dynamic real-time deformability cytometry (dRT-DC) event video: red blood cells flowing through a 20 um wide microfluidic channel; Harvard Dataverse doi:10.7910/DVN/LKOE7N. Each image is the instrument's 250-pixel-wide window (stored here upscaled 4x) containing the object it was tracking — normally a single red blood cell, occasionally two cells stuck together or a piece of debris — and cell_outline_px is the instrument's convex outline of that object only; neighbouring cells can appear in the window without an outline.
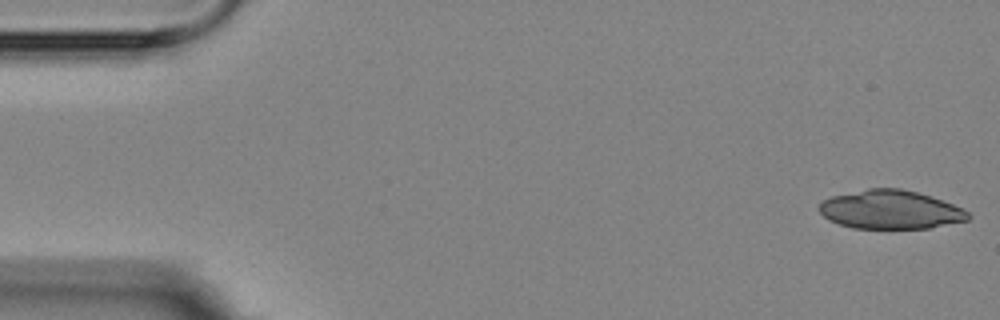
{"species": "Egyptian fruit bat (a non-hibernating species)", "species_latin": "Rousettus aegyptiacus", "temperature_condition": "room temperature", "stored_images_in_passage": 4, "camera_frame_rate_fps": 3000, "um_per_image_px": 0.085, "animal": {"sex": "female"}, "frame": {"image": 1, "passage_image": 1, "time_ms": 0.0, "image_size_px": [1000, 320], "cell_outline_px": [[972, 216], [968, 220], [928, 228], [852, 228], [828, 220], [816, 208], [824, 200], [832, 196], [868, 188], [900, 188], [932, 196], [964, 208]], "centroid_in_image_um": [75.7, 17.82], "position_along_channel_um": 9.3, "area_um2": 33.64}}